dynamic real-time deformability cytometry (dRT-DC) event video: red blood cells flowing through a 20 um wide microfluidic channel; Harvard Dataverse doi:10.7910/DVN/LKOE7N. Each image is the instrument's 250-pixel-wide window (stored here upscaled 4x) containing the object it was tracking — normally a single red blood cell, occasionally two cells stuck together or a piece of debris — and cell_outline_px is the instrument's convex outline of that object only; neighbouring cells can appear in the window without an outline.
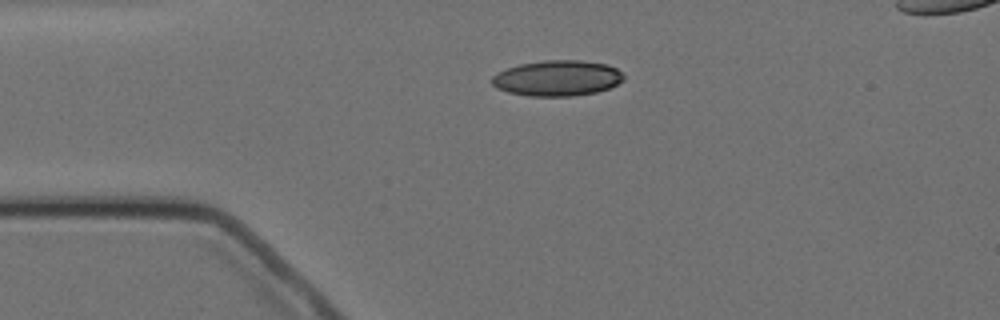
{"species": "Egyptian fruit bat (a non-hibernating species)", "species_latin": "Rousettus aegyptiacus", "temperature_condition": "cold", "stored_images_in_passage": 5, "camera_frame_rate_fps": 3000, "um_per_image_px": 0.085, "animal": {"sex": "female"}, "frame": {"image": 1, "passage_image": 3, "time_ms": 3.0, "image_size_px": [1000, 320], "cell_outline_px": [[624, 80], [608, 88], [596, 92], [572, 96], [528, 96], [508, 92], [496, 88], [492, 84], [492, 76], [496, 72], [520, 64], [544, 60], [580, 60], [608, 64], [616, 68], [624, 76]], "centroid_in_image_um": [47.35, 6.64], "position_along_channel_um": 37.6, "area_um2": 27.4}}
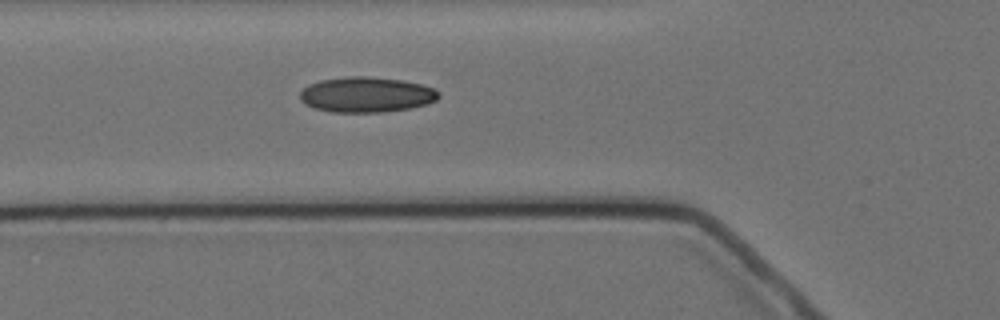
{"frame": {"image": 2, "passage_image": 5, "time_ms": 5.333, "image_size_px": [1000, 320], "cell_outline_px": [[440, 96], [436, 100], [428, 104], [408, 108], [384, 112], [332, 112], [316, 108], [304, 104], [300, 100], [300, 92], [308, 84], [320, 80], [348, 76], [364, 76], [404, 80], [436, 88], [440, 92]], "centroid_in_image_um": [31.16, 8.04], "position_along_channel_um": 94.6, "area_um2": 28.73}}